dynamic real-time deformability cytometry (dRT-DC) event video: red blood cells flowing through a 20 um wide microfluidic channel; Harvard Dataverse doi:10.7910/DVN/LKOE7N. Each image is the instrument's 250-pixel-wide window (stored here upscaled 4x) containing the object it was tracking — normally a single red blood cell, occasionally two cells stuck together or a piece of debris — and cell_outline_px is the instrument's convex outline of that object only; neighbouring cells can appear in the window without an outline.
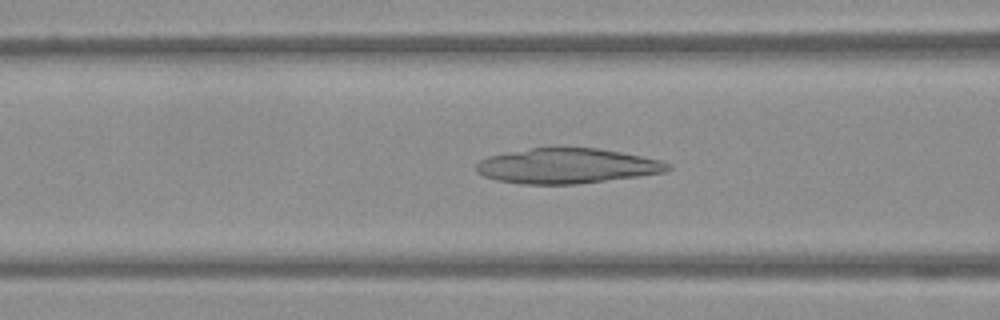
{"species": "Egyptian fruit bat (a non-hibernating species)", "species_latin": "Rousettus aegyptiacus", "temperature_condition": "warm", "stored_images_in_passage": 52, "camera_frame_rate_fps": 3000, "um_per_image_px": 0.085, "frame": {"image": 1, "passage_image": 21, "time_ms": 6.667, "image_size_px": [1000, 320], "cell_outline_px": [[672, 168], [664, 172], [636, 176], [576, 184], [520, 184], [496, 180], [484, 176], [476, 172], [476, 164], [480, 160], [488, 156], [508, 152], [532, 148], [596, 148], [620, 152], [660, 160], [668, 164]], "centroid_in_image_um": [48.13, 14.11], "position_along_channel_um": 118.5, "area_um2": 38.78}}
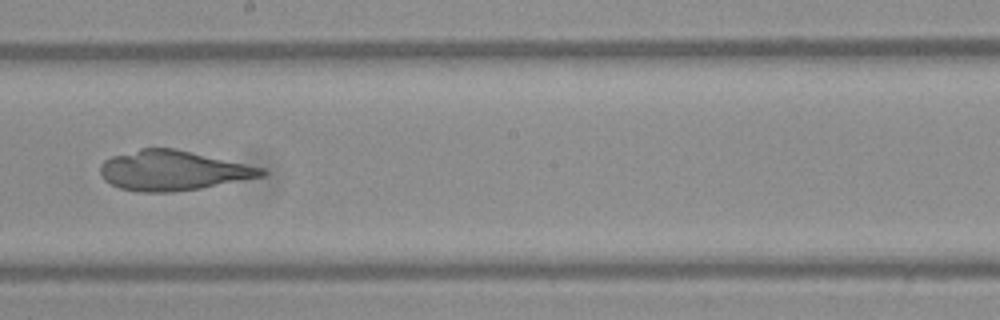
{"frame": {"image": 2, "passage_image": 30, "time_ms": 9.667, "image_size_px": [1000, 320], "cell_outline_px": [[268, 172], [264, 176], [200, 188], [172, 192], [140, 192], [120, 188], [104, 180], [100, 172], [100, 164], [104, 160], [112, 156], [140, 148], [176, 148], [264, 168]], "centroid_in_image_um": [14.68, 14.49], "position_along_channel_um": 233.5, "area_um2": 37.4}}
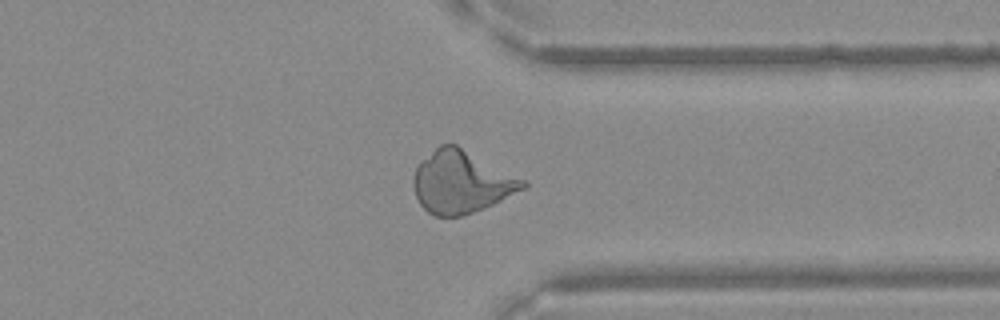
{"frame": {"image": 3, "passage_image": 41, "time_ms": 13.333, "image_size_px": [1000, 320], "cell_outline_px": [[528, 184], [524, 188], [492, 204], [464, 216], [436, 216], [428, 212], [420, 204], [416, 196], [412, 180], [416, 168], [440, 144], [456, 144], [528, 180]], "centroid_in_image_um": [39.24, 15.47], "position_along_channel_um": 372.2, "area_um2": 39.48}}